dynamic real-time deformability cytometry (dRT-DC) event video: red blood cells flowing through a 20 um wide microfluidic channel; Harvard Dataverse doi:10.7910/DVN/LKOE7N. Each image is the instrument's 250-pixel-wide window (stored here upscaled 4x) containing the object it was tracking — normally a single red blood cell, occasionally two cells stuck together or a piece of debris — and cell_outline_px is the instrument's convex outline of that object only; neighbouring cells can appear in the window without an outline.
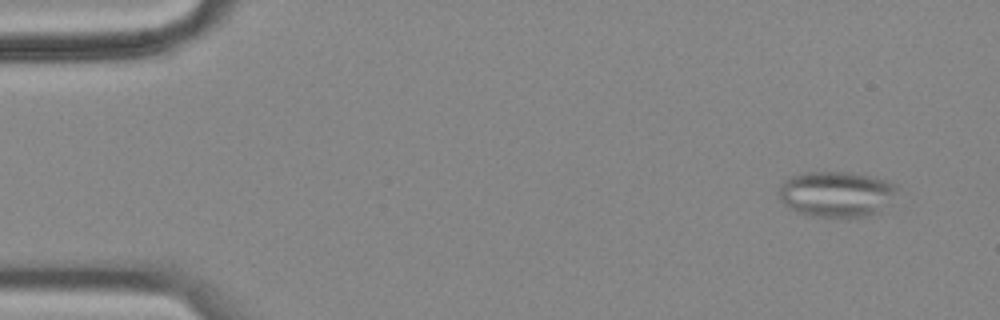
{"species": "common noctule bat (a hibernating species)", "species_latin": "Nyctalus noctula", "temperature_condition": "cold", "stored_images_in_passage": 57, "camera_frame_rate_fps": 3000, "um_per_image_px": 0.085, "animal": {"sex": "female", "body_mass_g": 18.4}, "frame": {"image": 1, "passage_image": 4, "time_ms": 1.0, "image_size_px": [1000, 320], "cell_outline_px": [[896, 188], [880, 212], [848, 220], [808, 216], [796, 212], [784, 204], [780, 200], [780, 184], [788, 176], [804, 172], [852, 172], [876, 176], [888, 180], [896, 184]], "centroid_in_image_um": [71.05, 16.51], "position_along_channel_um": 14.0, "area_um2": 32.19}}
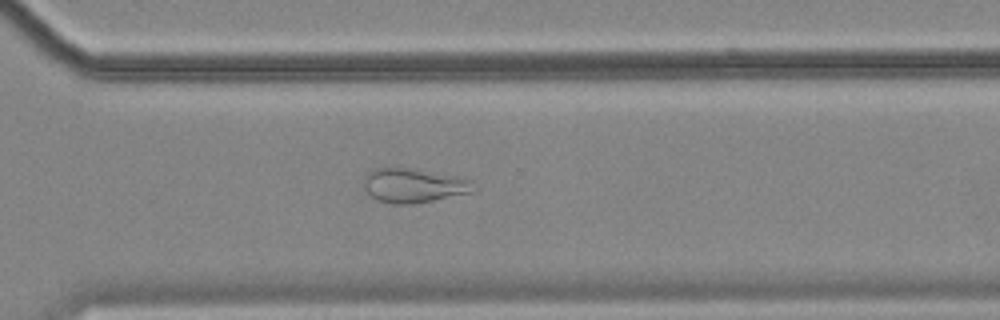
{"frame": {"image": 2, "passage_image": 41, "time_ms": 13.333, "image_size_px": [1000, 320], "cell_outline_px": [[472, 180], [468, 192], [432, 200], [412, 204], [392, 204], [376, 200], [364, 188], [364, 176], [372, 168], [408, 168], [464, 176]], "centroid_in_image_um": [35.09, 15.75], "position_along_channel_um": 335.5, "area_um2": 21.68}}
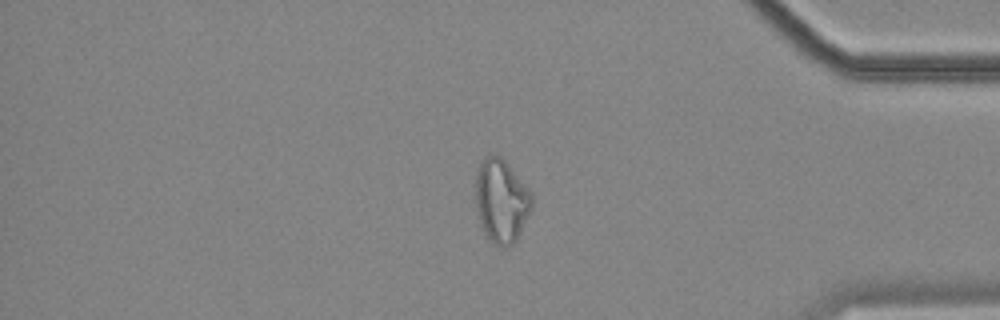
{"frame": {"image": 3, "passage_image": 48, "time_ms": 15.667, "image_size_px": [1000, 320], "cell_outline_px": [[532, 208], [516, 240], [508, 248], [492, 244], [484, 232], [480, 220], [476, 204], [476, 172], [480, 164], [488, 156], [500, 156], [504, 160], [532, 192]], "centroid_in_image_um": [42.63, 17.11], "position_along_channel_um": 392.6, "area_um2": 27.05}, "authors_computed_cell_mechanics": {"area_um2": 27.2238, "velocity_mm_per_s": 3.5151, "shape_relaxation_time_tau1_ms": null, "shape_relaxation_time_tau2_ms": 3.6304, "deformation_change_tau1": null, "deformation_change_tau2": 0.1267}}